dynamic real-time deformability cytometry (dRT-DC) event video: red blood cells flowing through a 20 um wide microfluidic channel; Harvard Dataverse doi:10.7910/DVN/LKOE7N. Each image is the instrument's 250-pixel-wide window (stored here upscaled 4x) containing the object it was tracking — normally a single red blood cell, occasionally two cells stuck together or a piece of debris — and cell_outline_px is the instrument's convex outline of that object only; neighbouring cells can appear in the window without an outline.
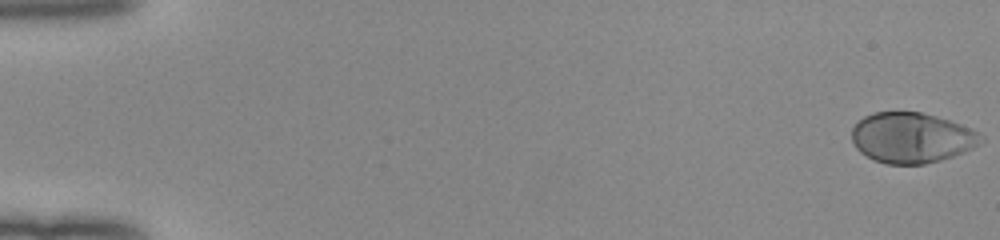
{"species": "human", "species_latin": "Homo sapiens", "temperature_condition": "room temperature", "stored_images_in_passage": 53, "camera_frame_rate_fps": 3000, "um_per_image_px": 0.085, "donor": {"sex": "female"}, "frame": {"image": 1, "passage_image": 1, "time_ms": 0.0, "image_size_px": [1000, 240], "cell_outline_px": [[984, 140], [980, 144], [964, 152], [940, 160], [924, 164], [884, 164], [872, 160], [860, 152], [856, 148], [852, 140], [852, 128], [864, 116], [872, 112], [920, 112], [936, 116], [960, 124], [984, 136]], "centroid_in_image_um": [77.47, 11.72], "position_along_channel_um": 7.5, "area_um2": 37.92}}
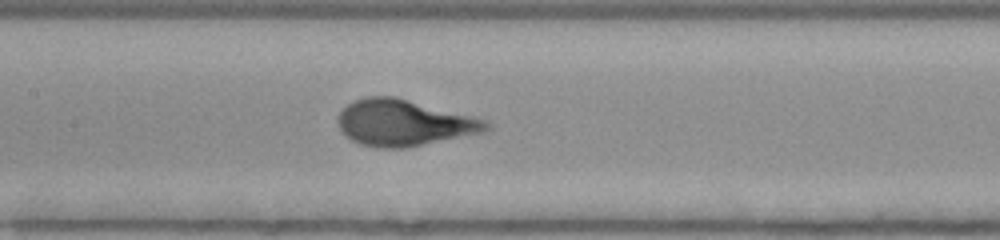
{"frame": {"image": 2, "passage_image": 27, "time_ms": 8.667, "image_size_px": [1000, 240], "cell_outline_px": [[492, 128], [484, 132], [404, 148], [376, 148], [360, 144], [344, 136], [340, 132], [336, 120], [340, 112], [348, 104], [356, 100], [368, 96], [396, 96], [488, 120], [492, 124]], "centroid_in_image_um": [34.33, 10.44], "position_along_channel_um": 173.1, "area_um2": 40.23}}
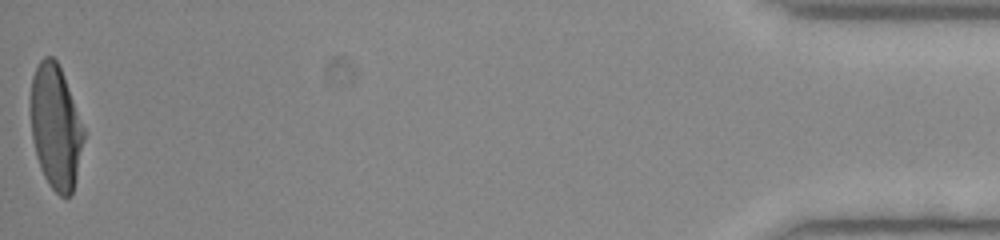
{"frame": {"image": 3, "passage_image": 53, "time_ms": 17.333, "image_size_px": [1000, 240], "cell_outline_px": [[84, 140], [76, 176], [72, 192], [68, 196], [60, 196], [48, 184], [40, 168], [36, 156], [32, 140], [32, 76], [40, 60], [44, 56], [52, 56], [56, 60], [60, 68], [84, 128]], "centroid_in_image_um": [4.73, 10.81], "position_along_channel_um": 430.5, "area_um2": 37.63}, "authors_computed_cell_mechanics": {"area_um2": 37.859, "velocity_mm_per_s": 3.984, "shape_relaxation_time_tau1_ms": 3.0929, "shape_relaxation_time_tau2_ms": null, "deformation_change_tau1": 0.2016, "deformation_change_tau2": null}}